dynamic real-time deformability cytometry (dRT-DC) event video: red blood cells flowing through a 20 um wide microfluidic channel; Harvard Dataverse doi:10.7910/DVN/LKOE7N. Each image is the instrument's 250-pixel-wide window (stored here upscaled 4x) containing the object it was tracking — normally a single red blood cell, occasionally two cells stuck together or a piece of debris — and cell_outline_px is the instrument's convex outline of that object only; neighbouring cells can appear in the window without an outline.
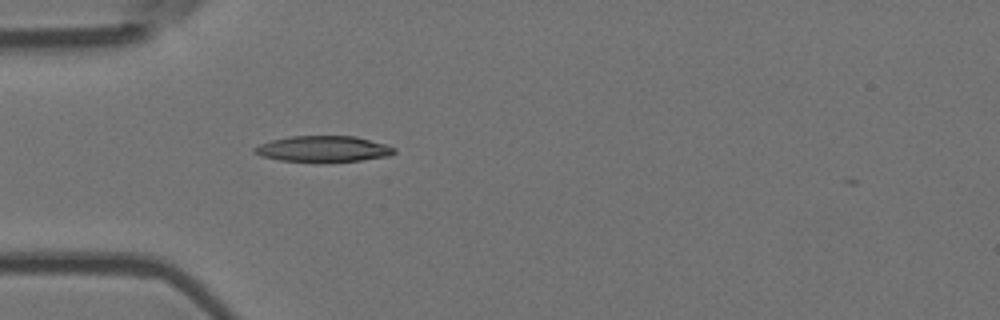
{"species": "Egyptian fruit bat (a non-hibernating species)", "species_latin": "Rousettus aegyptiacus", "temperature_condition": "room temperature", "stored_images_in_passage": 4, "camera_frame_rate_fps": 3000, "um_per_image_px": 0.085, "animal": {"sex": "female"}, "frame": {"image": 1, "passage_image": 4, "time_ms": 1.0, "image_size_px": [1000, 320], "cell_outline_px": [[396, 152], [388, 156], [360, 160], [320, 164], [280, 160], [260, 156], [252, 152], [252, 148], [260, 144], [272, 140], [292, 136], [356, 136], [388, 144], [396, 148]], "centroid_in_image_um": [27.48, 12.68], "position_along_channel_um": 57.5, "area_um2": 21.85}}